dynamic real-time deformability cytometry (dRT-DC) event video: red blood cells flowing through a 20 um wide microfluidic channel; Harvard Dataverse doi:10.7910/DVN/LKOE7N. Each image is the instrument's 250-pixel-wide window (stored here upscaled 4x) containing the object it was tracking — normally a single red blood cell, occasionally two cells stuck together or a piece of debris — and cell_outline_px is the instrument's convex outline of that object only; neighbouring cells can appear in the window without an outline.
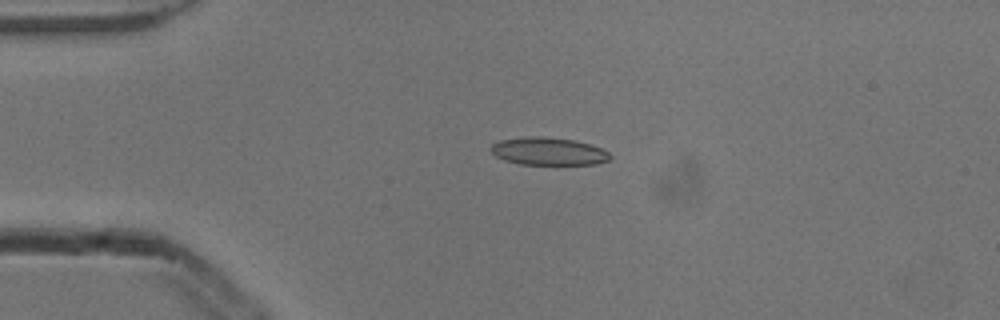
{"species": "common noctule bat (a hibernating species)", "species_latin": "Nyctalus noctula", "temperature_condition": "cold", "stored_images_in_passage": 3, "camera_frame_rate_fps": 3000, "um_per_image_px": 0.085, "animal": {"sex": "male", "body_mass_g": 13.3}, "frame": {"image": 1, "passage_image": 3, "time_ms": 0.667, "image_size_px": [1000, 320], "cell_outline_px": [[612, 156], [608, 160], [596, 164], [520, 164], [504, 160], [496, 156], [488, 148], [492, 144], [500, 140], [528, 136], [540, 136], [576, 140], [600, 148], [608, 152]], "centroid_in_image_um": [46.58, 12.85], "position_along_channel_um": 38.4, "area_um2": 19.19}}